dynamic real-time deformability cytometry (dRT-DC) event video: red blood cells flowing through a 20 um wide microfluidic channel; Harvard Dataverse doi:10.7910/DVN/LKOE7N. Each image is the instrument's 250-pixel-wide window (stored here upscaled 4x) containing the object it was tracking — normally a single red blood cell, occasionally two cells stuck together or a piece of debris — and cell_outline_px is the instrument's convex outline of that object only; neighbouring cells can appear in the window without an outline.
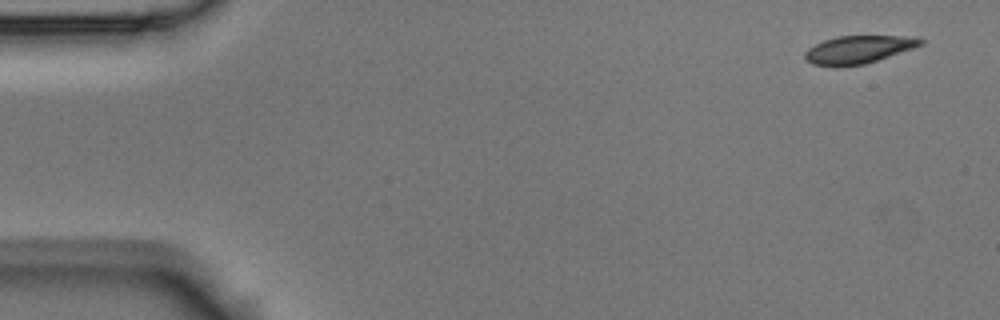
{"species": "Egyptian fruit bat (a non-hibernating species)", "species_latin": "Rousettus aegyptiacus", "temperature_condition": "room temperature", "stored_images_in_passage": 5, "camera_frame_rate_fps": 3000, "um_per_image_px": 0.085, "animal": {"sex": "male"}, "frame": {"image": 1, "passage_image": 1, "time_ms": 0.0, "image_size_px": [1000, 320], "cell_outline_px": [[924, 44], [864, 64], [836, 68], [812, 64], [804, 60], [804, 52], [808, 48], [824, 40], [836, 36], [916, 36], [924, 40]], "centroid_in_image_um": [72.91, 4.22], "position_along_channel_um": 12.1, "area_um2": 18.96}}
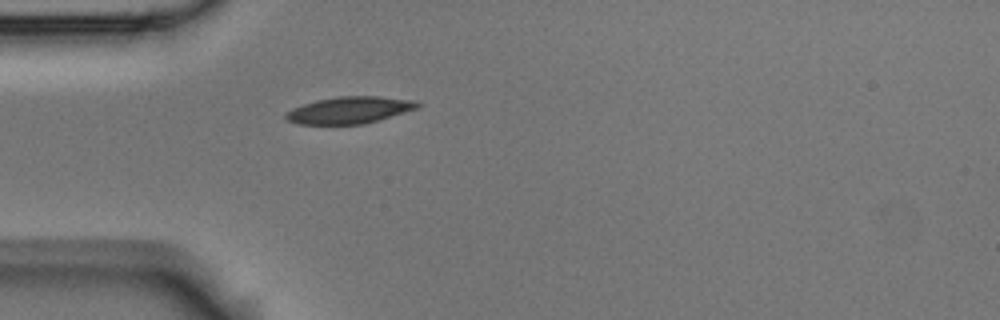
{"frame": {"image": 2, "passage_image": 5, "time_ms": 1.333, "image_size_px": [1000, 320], "cell_outline_px": [[424, 104], [420, 108], [364, 124], [296, 124], [288, 120], [284, 116], [284, 112], [292, 108], [316, 100], [340, 96], [380, 96], [412, 100]], "centroid_in_image_um": [29.73, 9.35], "position_along_channel_um": 55.3, "area_um2": 20.75}}